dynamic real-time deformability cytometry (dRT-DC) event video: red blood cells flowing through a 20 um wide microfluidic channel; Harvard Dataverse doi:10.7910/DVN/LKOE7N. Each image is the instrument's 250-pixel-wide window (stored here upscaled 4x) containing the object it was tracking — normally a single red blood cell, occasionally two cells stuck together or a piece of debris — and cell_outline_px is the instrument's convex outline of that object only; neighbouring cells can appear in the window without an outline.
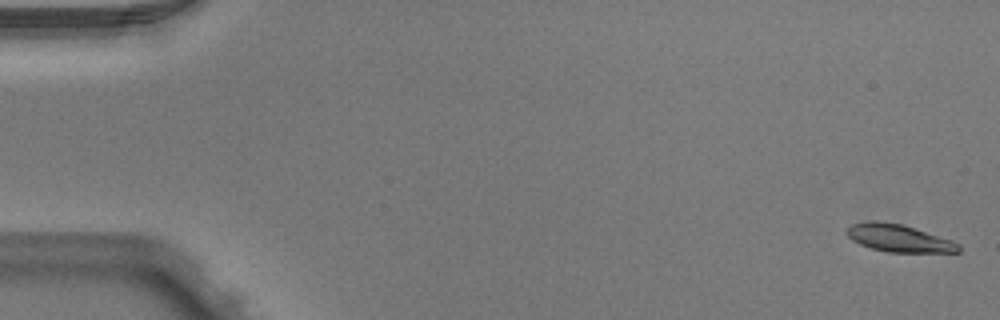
{"species": "Egyptian fruit bat (a non-hibernating species)", "species_latin": "Rousettus aegyptiacus", "temperature_condition": "warm", "stored_images_in_passage": 4, "segment_of_instrument_passage": [1, 2], "camera_frame_rate_fps": 3000, "um_per_image_px": 0.085, "animal": {"sex": "male"}, "frame": {"image": 1, "passage_image": 1, "time_ms": 0.0, "image_size_px": [1000, 320], "cell_outline_px": [[960, 252], [888, 252], [872, 248], [860, 244], [852, 240], [844, 232], [844, 228], [848, 224], [872, 220], [876, 220], [904, 224], [952, 240], [960, 244]], "centroid_in_image_um": [76.35, 20.22], "position_along_channel_um": 8.7, "area_um2": 18.21}}